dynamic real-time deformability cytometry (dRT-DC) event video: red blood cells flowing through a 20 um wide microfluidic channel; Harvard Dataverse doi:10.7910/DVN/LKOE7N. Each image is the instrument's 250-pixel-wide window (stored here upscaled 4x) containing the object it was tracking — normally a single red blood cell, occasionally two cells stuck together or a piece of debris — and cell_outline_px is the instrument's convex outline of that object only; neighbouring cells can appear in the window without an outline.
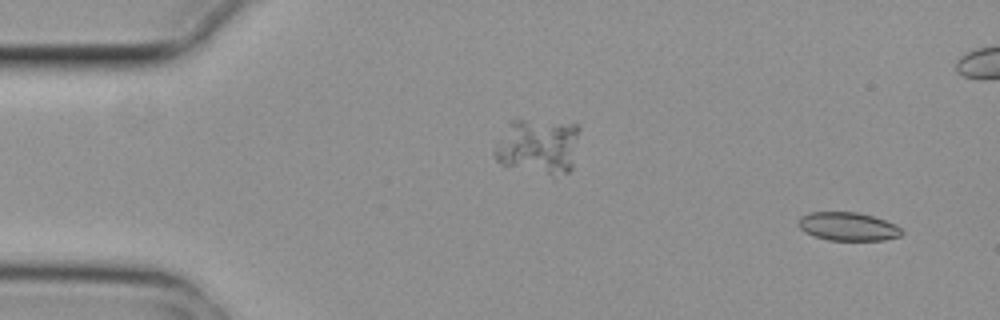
{"species": "common noctule bat (a hibernating species)", "species_latin": "Nyctalus noctula", "temperature_condition": "cold", "stored_images_in_passage": 7, "camera_frame_rate_fps": 3000, "um_per_image_px": 0.085, "animal": {"sex": "female", "body_mass_g": 29.2, "forearm_length_mm": 56.3}, "frame": {"image": 1, "passage_image": 1, "time_ms": 0.0, "image_size_px": [1000, 320], "cell_outline_px": [[904, 232], [900, 236], [884, 240], [828, 240], [804, 232], [796, 224], [796, 220], [800, 216], [808, 212], [856, 212], [872, 216], [896, 224]], "centroid_in_image_um": [72.03, 19.24], "position_along_channel_um": 13.0, "area_um2": 17.22}}
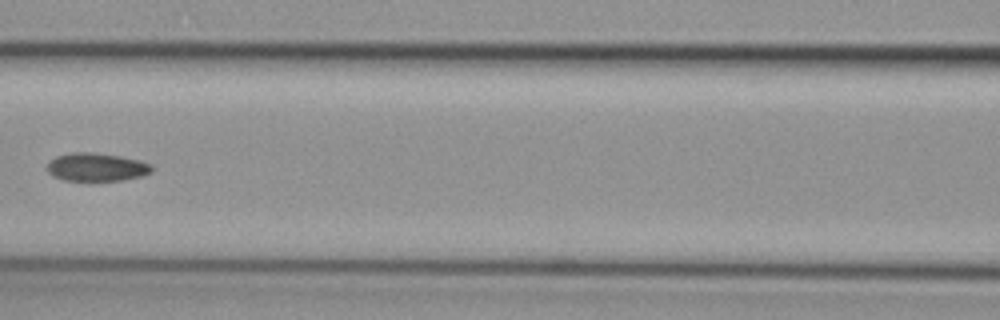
{"frame": {"image": 2, "passage_image": 7, "time_ms": 2.0, "image_size_px": [1000, 320], "cell_outline_px": [[152, 172], [140, 176], [124, 180], [64, 180], [52, 176], [48, 172], [48, 164], [56, 156], [72, 152], [92, 152], [120, 156], [140, 160], [152, 164]], "centroid_in_image_um": [8.22, 14.19], "position_along_channel_um": 158.4, "area_um2": 17.11}}